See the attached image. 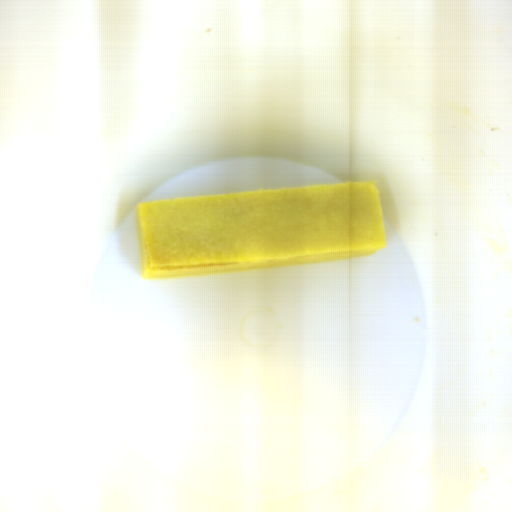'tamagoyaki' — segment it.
I'll return each instance as SVG.
<instances>
[{
    "label": "tamagoyaki",
    "mask_w": 512,
    "mask_h": 512,
    "mask_svg": "<svg viewBox=\"0 0 512 512\" xmlns=\"http://www.w3.org/2000/svg\"><path fill=\"white\" fill-rule=\"evenodd\" d=\"M142 281L370 257L386 246L376 183L138 202Z\"/></svg>",
    "instance_id": "81b7327e"
}]
</instances>
